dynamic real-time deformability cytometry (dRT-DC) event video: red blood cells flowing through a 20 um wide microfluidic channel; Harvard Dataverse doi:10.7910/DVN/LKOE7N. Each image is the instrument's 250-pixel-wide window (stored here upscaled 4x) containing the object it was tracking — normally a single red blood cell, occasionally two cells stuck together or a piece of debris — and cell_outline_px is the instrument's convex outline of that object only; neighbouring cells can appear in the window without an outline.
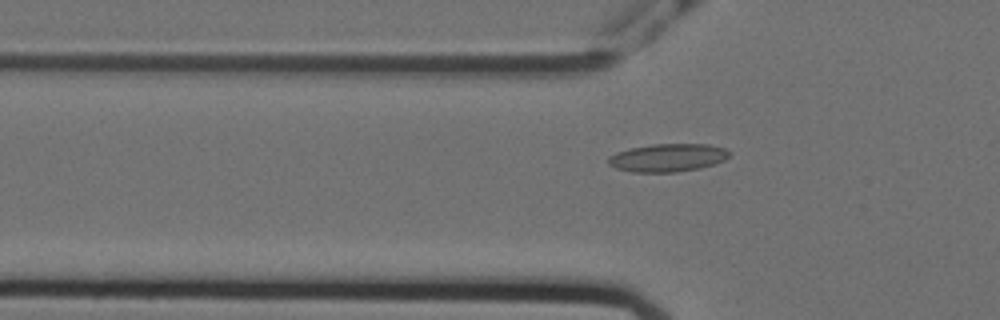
{"species": "Egyptian fruit bat (a non-hibernating species)", "species_latin": "Rousettus aegyptiacus", "temperature_condition": "cold", "stored_images_in_passage": 57, "camera_frame_rate_fps": 3000, "um_per_image_px": 0.085, "animal": {"sex": "female"}, "frame": {"image": 1, "passage_image": 19, "time_ms": 6.0, "image_size_px": [1000, 320], "cell_outline_px": [[732, 152], [724, 160], [700, 168], [676, 172], [632, 172], [616, 168], [608, 164], [608, 156], [616, 152], [628, 148], [652, 144], [708, 144], [724, 148]], "centroid_in_image_um": [56.73, 13.4], "position_along_channel_um": 69.1, "area_um2": 19.83}}
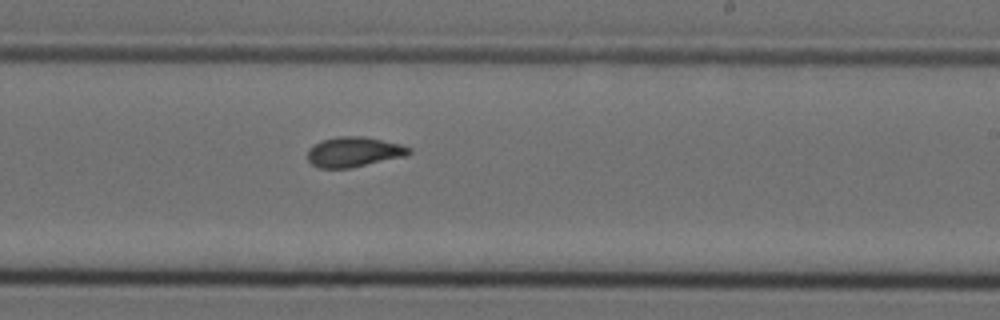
{"frame": {"image": 2, "passage_image": 35, "time_ms": 11.333, "image_size_px": [1000, 320], "cell_outline_px": [[412, 152], [408, 156], [352, 168], [316, 168], [308, 160], [308, 148], [312, 144], [320, 140], [336, 136], [364, 136], [400, 144], [412, 148]], "centroid_in_image_um": [30.08, 12.91], "position_along_channel_um": 258.9, "area_um2": 18.21}}
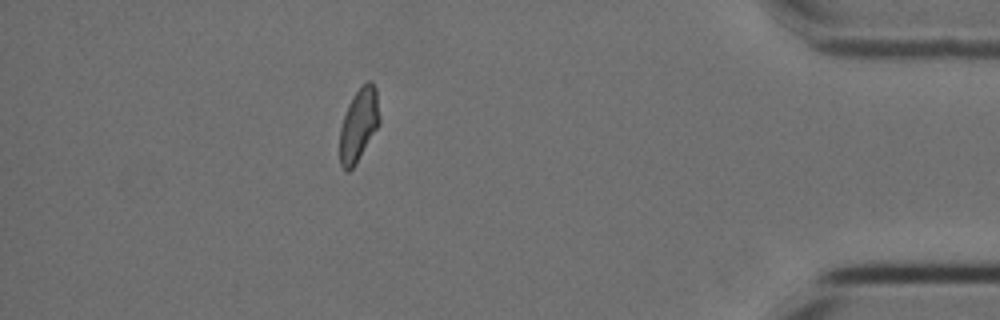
{"frame": {"image": 3, "passage_image": 51, "time_ms": 16.667, "image_size_px": [1000, 320], "cell_outline_px": [[380, 124], [356, 164], [348, 172], [344, 172], [340, 164], [340, 128], [348, 104], [352, 96], [368, 80], [372, 80], [376, 88], [380, 116]], "centroid_in_image_um": [30.5, 10.62], "position_along_channel_um": 404.7, "area_um2": 17.05}, "authors_computed_cell_mechanics": {"area_um2": 17.9758, "velocity_mm_per_s": 3.5542, "shape_relaxation_time_tau1_ms": null, "shape_relaxation_time_tau2_ms": 1.9822, "deformation_change_tau1": null, "deformation_change_tau2": 0.059}}